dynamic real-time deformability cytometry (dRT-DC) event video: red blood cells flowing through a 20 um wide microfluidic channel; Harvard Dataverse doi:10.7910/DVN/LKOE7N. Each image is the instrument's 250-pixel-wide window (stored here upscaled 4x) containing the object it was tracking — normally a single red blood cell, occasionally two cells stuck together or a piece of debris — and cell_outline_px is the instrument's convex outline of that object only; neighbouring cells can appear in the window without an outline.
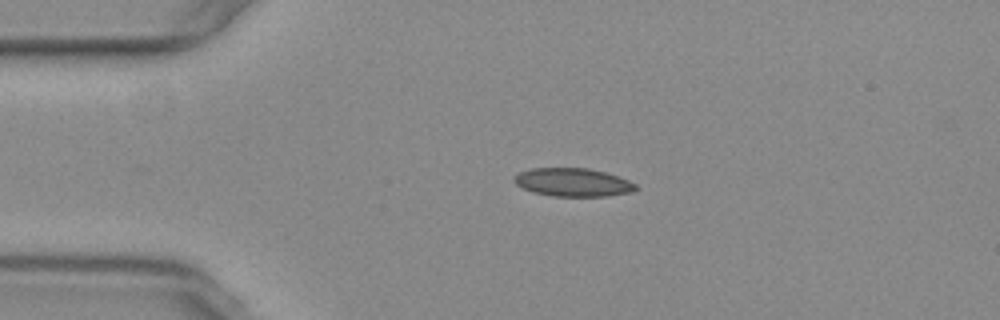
{"species": "common noctule bat (a hibernating species)", "species_latin": "Nyctalus noctula", "temperature_condition": "warm", "stored_images_in_passage": 44, "camera_frame_rate_fps": 3000, "um_per_image_px": 0.085, "animal": {"sex": "female", "body_mass_g": 29.2, "forearm_length_mm": 56.3}, "frame": {"image": 1, "passage_image": 1, "time_ms": 0.0, "image_size_px": [1000, 320], "cell_outline_px": [[636, 188], [632, 192], [608, 196], [552, 196], [532, 192], [516, 184], [512, 180], [512, 176], [520, 172], [532, 168], [588, 168], [620, 176], [636, 184]], "centroid_in_image_um": [48.68, 15.49], "position_along_channel_um": 36.3, "area_um2": 20.11}}
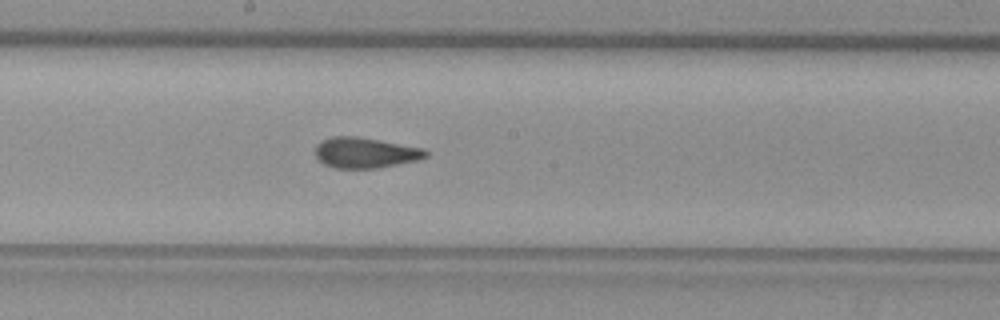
{"frame": {"image": 2, "passage_image": 18, "time_ms": 5.667, "image_size_px": [1000, 320], "cell_outline_px": [[428, 156], [420, 160], [376, 168], [336, 168], [324, 164], [316, 156], [316, 144], [320, 140], [332, 136], [356, 136], [424, 148], [428, 152]], "centroid_in_image_um": [31.05, 12.97], "position_along_channel_um": 217.1, "area_um2": 19.71}}
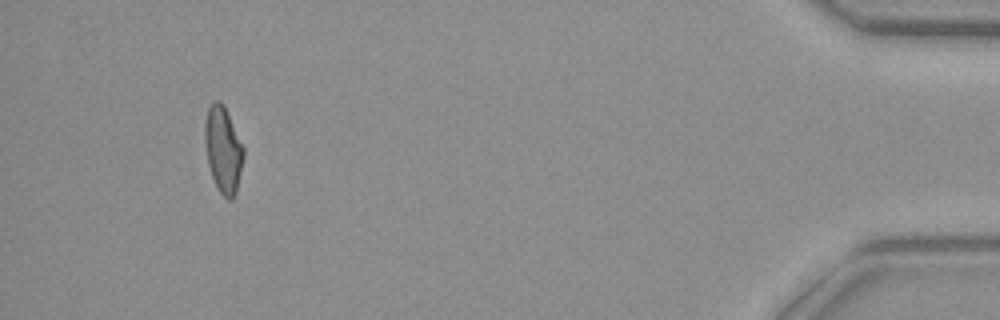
{"frame": {"image": 3, "passage_image": 40, "time_ms": 13.0, "image_size_px": [1000, 320], "cell_outline_px": [[244, 156], [236, 192], [232, 200], [228, 200], [220, 192], [212, 176], [208, 164], [204, 140], [204, 124], [208, 108], [216, 100], [220, 100], [224, 104], [244, 148]], "centroid_in_image_um": [18.96, 12.7], "position_along_channel_um": 416.2, "area_um2": 19.36}, "authors_computed_cell_mechanics": {"area_um2": 19.7387, "velocity_mm_per_s": 3.7645, "shape_relaxation_time_tau1_ms": null, "shape_relaxation_time_tau2_ms": 1.199, "deformation_change_tau1": null, "deformation_change_tau2": 0.0692}}